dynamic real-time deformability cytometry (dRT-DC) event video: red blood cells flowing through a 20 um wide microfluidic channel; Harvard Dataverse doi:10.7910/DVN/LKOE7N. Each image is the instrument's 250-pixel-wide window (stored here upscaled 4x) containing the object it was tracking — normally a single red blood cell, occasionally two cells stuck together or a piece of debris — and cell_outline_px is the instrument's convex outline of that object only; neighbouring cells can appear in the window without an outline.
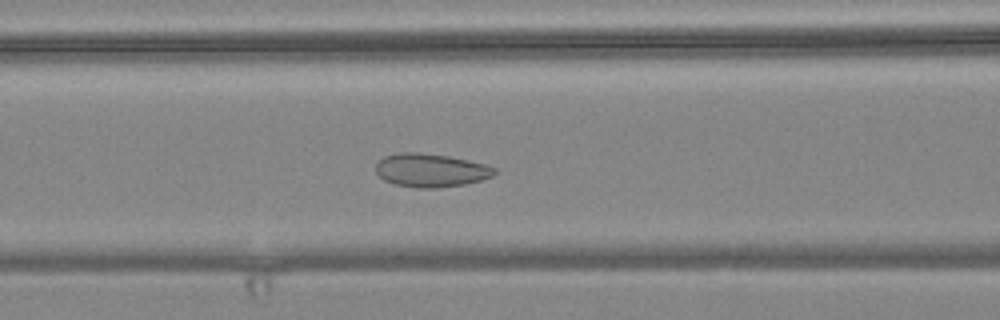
{"species": "common noctule bat (a hibernating species)", "species_latin": "Nyctalus noctula", "temperature_condition": "warm", "stored_images_in_passage": 41, "camera_frame_rate_fps": 3000, "um_per_image_px": 0.085, "animal": {"sex": "female", "body_mass_g": 24.6, "forearm_length_mm": 56.2}, "frame": {"image": 1, "passage_image": 23, "time_ms": 7.333, "image_size_px": [1000, 320], "cell_outline_px": [[496, 172], [492, 176], [480, 180], [464, 184], [436, 188], [416, 188], [396, 184], [384, 180], [376, 172], [376, 164], [384, 156], [400, 152], [416, 152], [448, 156], [468, 160], [484, 164], [496, 168]], "centroid_in_image_um": [36.6, 14.47], "position_along_channel_um": 130.0, "area_um2": 22.95}}
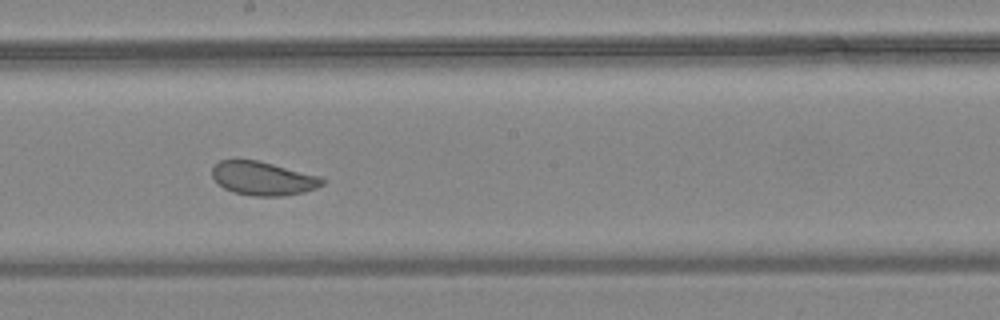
{"frame": {"image": 2, "passage_image": 31, "time_ms": 10.0, "image_size_px": [1000, 320], "cell_outline_px": [[324, 184], [316, 188], [304, 192], [284, 196], [252, 196], [232, 192], [224, 188], [212, 176], [212, 168], [220, 160], [256, 160], [320, 176], [324, 180]], "centroid_in_image_um": [22.36, 15.18], "position_along_channel_um": 225.8, "area_um2": 21.44}}
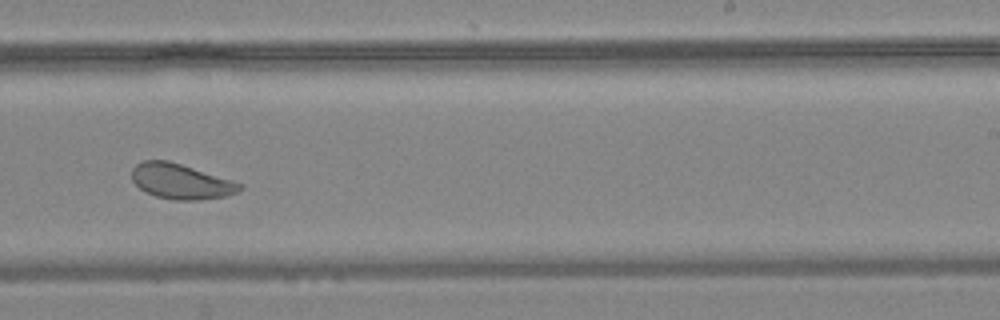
{"frame": {"image": 3, "passage_image": 35, "time_ms": 11.333, "image_size_px": [1000, 320], "cell_outline_px": [[244, 188], [236, 192], [224, 196], [196, 200], [176, 200], [156, 196], [144, 192], [132, 180], [132, 168], [136, 164], [144, 160], [168, 160], [232, 180], [244, 184]], "centroid_in_image_um": [15.36, 15.41], "position_along_channel_um": 273.6, "area_um2": 22.02}}